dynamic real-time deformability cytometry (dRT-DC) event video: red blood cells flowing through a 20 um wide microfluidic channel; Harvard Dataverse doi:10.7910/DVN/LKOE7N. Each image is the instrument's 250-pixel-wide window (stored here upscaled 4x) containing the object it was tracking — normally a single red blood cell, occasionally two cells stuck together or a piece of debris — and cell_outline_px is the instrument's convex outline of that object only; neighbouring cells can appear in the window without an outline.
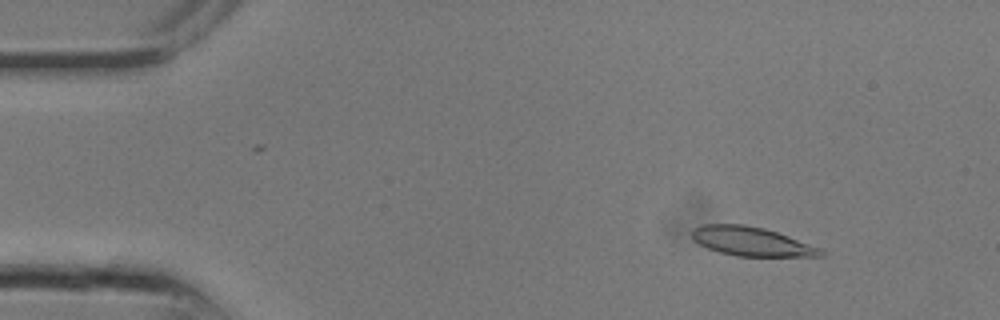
{"species": "common noctule bat (a hibernating species)", "species_latin": "Nyctalus noctula", "temperature_condition": "room temperature", "stored_images_in_passage": 9, "camera_frame_rate_fps": 3000, "um_per_image_px": 0.085, "animal": {"sex": "male", "body_mass_g": 13.3}, "frame": {"image": 1, "passage_image": 1, "time_ms": 0.0, "image_size_px": [1000, 320], "cell_outline_px": [[824, 256], [736, 256], [720, 252], [708, 248], [700, 244], [692, 236], [692, 228], [704, 224], [744, 224], [764, 228], [788, 236], [820, 248], [824, 252]], "centroid_in_image_um": [63.86, 20.52], "position_along_channel_um": 21.1, "area_um2": 21.5}}
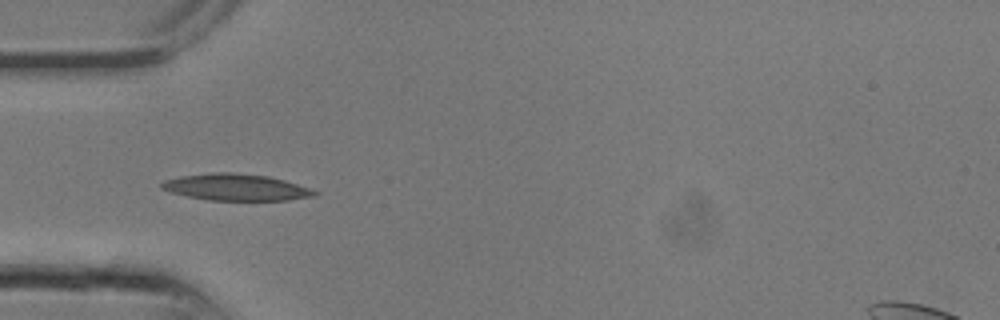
{"frame": {"image": 2, "passage_image": 6, "time_ms": 1.667, "image_size_px": [1000, 320], "cell_outline_px": [[320, 192], [316, 196], [288, 200], [208, 200], [188, 196], [172, 192], [160, 188], [160, 184], [164, 180], [180, 176], [212, 172], [232, 172], [268, 176], [284, 180]], "centroid_in_image_um": [20.05, 15.91], "position_along_channel_um": 64.9, "area_um2": 23.64}}
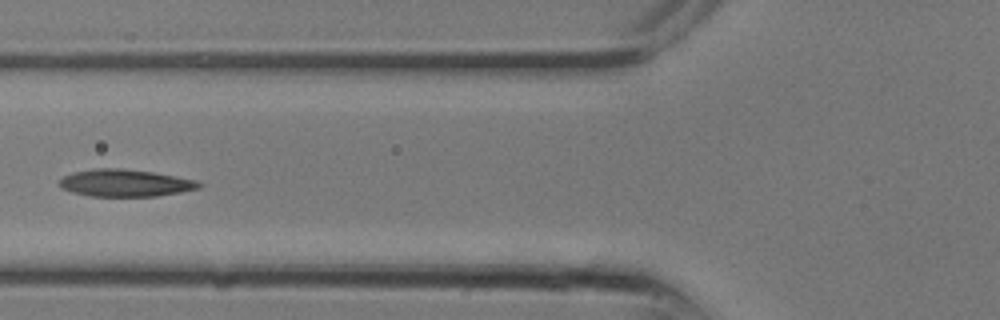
{"frame": {"image": 3, "passage_image": 8, "time_ms": 2.333, "image_size_px": [1000, 320], "cell_outline_px": [[204, 184], [200, 188], [180, 192], [156, 196], [88, 196], [72, 192], [60, 188], [56, 184], [64, 176], [76, 172], [92, 168], [124, 168], [152, 172], [176, 176], [196, 180]], "centroid_in_image_um": [10.63, 15.55], "position_along_channel_um": 115.2, "area_um2": 22.25}}